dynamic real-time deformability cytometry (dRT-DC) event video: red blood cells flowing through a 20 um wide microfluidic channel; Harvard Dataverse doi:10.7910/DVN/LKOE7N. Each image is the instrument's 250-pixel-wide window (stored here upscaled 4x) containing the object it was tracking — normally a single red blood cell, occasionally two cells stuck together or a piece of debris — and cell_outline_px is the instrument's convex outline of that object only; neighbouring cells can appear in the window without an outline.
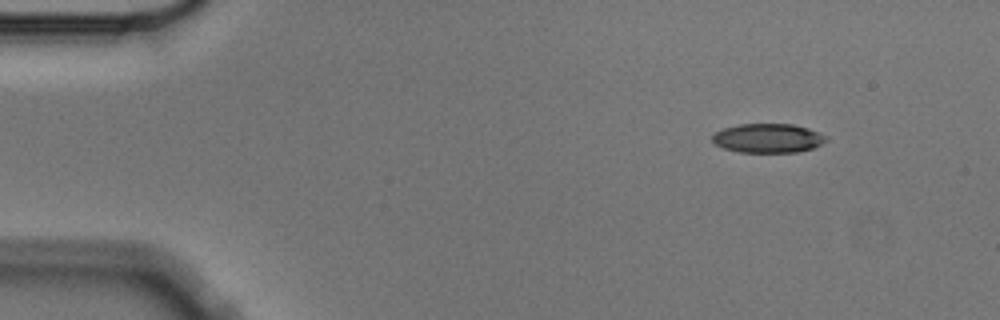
{"species": "Egyptian fruit bat (a non-hibernating species)", "species_latin": "Rousettus aegyptiacus", "temperature_condition": "cold", "stored_images_in_passage": 4, "camera_frame_rate_fps": 3000, "um_per_image_px": 0.085, "animal": {"sex": "male"}, "frame": {"image": 1, "passage_image": 1, "time_ms": 0.0, "image_size_px": [1000, 320], "cell_outline_px": [[828, 140], [812, 148], [796, 152], [740, 152], [724, 148], [716, 144], [712, 140], [712, 136], [716, 132], [724, 128], [740, 124], [792, 124], [808, 128], [828, 136]], "centroid_in_image_um": [65.3, 11.74], "position_along_channel_um": 19.7, "area_um2": 19.19}}